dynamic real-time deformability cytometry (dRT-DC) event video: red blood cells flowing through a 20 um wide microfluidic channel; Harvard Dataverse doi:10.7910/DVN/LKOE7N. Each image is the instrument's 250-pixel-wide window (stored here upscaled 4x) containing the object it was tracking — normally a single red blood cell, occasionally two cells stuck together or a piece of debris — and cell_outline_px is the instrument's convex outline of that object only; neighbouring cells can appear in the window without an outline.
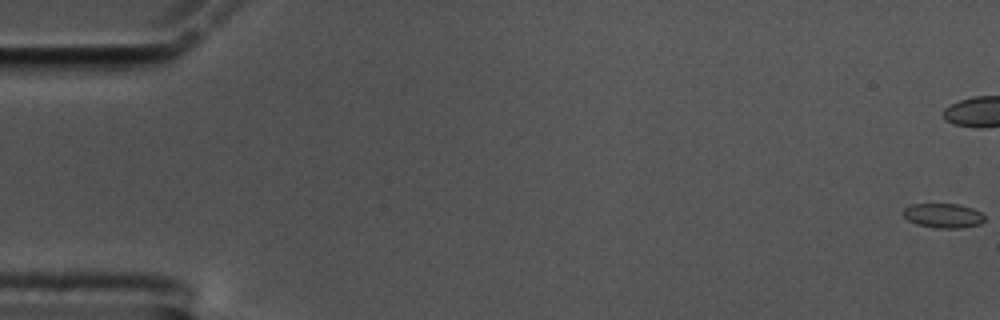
{"species": "common noctule bat (a hibernating species)", "species_latin": "Nyctalus noctula", "temperature_condition": "cold", "stored_images_in_passage": 60, "camera_frame_rate_fps": 3000, "um_per_image_px": 0.085, "animal": {"sex": "male", "body_mass_g": 17.5, "forearm_length_mm": 52.3}, "frame": {"image": 1, "passage_image": 1, "time_ms": 0.0, "image_size_px": [1000, 320], "cell_outline_px": [[984, 220], [980, 224], [960, 228], [936, 228], [916, 224], [908, 220], [900, 212], [904, 208], [912, 204], [960, 204], [972, 208], [980, 212], [984, 216]], "centroid_in_image_um": [80.14, 18.32], "position_along_channel_um": 4.9, "area_um2": 11.68}}
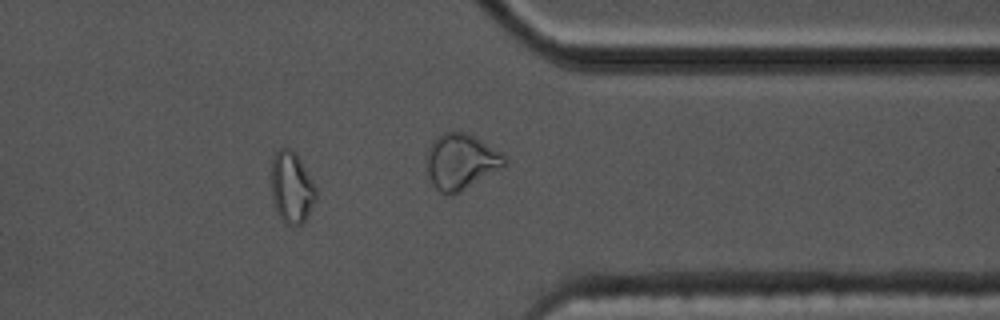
{"frame": {"image": 2, "passage_image": 48, "time_ms": 15.667, "image_size_px": [1000, 320], "cell_outline_px": [[316, 200], [304, 224], [288, 224], [276, 212], [272, 196], [272, 160], [276, 152], [280, 148], [288, 148], [296, 152], [316, 188]], "centroid_in_image_um": [24.8, 15.94], "position_along_channel_um": 386.6, "area_um2": 18.44}}
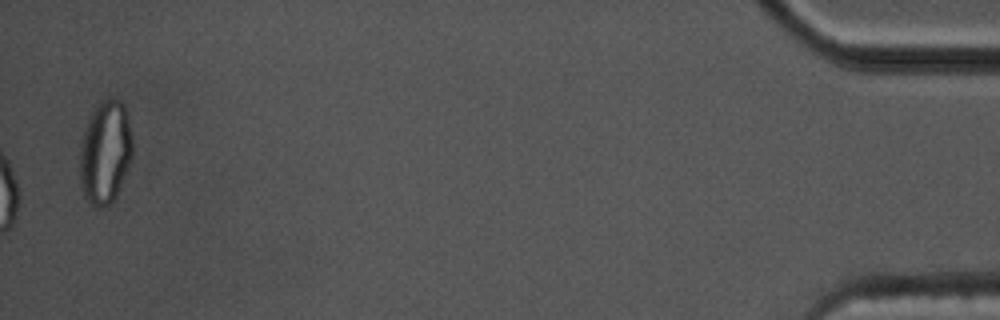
{"frame": {"image": 3, "passage_image": 60, "time_ms": 19.667, "image_size_px": [1000, 320], "cell_outline_px": [[132, 156], [116, 196], [108, 204], [92, 204], [84, 196], [80, 180], [80, 144], [84, 132], [92, 112], [104, 100], [120, 100], [124, 104], [128, 112], [132, 136]], "centroid_in_image_um": [8.96, 12.91], "position_along_channel_um": 426.2, "area_um2": 31.04}, "authors_computed_cell_mechanics": {"area_um2": 11.849, "velocity_mm_per_s": 3.5189, "shape_relaxation_time_tau1_ms": null, "shape_relaxation_time_tau2_ms": 2.0519, "deformation_change_tau1": null, "deformation_change_tau2": 0.0636}}